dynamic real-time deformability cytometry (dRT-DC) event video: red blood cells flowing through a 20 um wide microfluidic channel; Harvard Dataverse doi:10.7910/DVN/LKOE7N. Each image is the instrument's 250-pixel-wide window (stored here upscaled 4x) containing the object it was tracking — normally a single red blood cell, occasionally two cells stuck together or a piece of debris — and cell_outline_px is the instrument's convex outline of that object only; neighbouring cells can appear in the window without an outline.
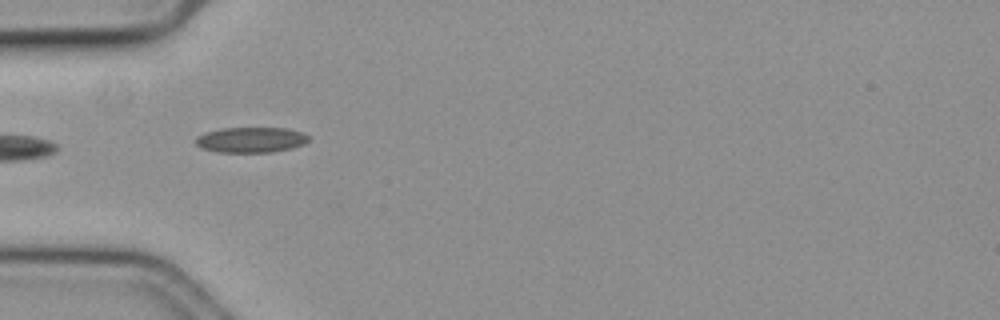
{"species": "common noctule bat (a hibernating species)", "species_latin": "Nyctalus noctula", "temperature_condition": "cold", "stored_images_in_passage": 17, "camera_frame_rate_fps": 3000, "um_per_image_px": 0.085, "animal": {"sex": "female", "body_mass_g": 19.3, "forearm_length_mm": 54.1}, "frame": {"image": 1, "passage_image": 1, "time_ms": 0.0, "image_size_px": [1000, 320], "cell_outline_px": [[308, 140], [304, 144], [292, 148], [272, 152], [216, 152], [200, 148], [196, 144], [196, 136], [204, 132], [220, 128], [288, 128], [304, 132], [308, 136]], "centroid_in_image_um": [21.31, 11.88], "position_along_channel_um": 63.7, "area_um2": 16.94}}